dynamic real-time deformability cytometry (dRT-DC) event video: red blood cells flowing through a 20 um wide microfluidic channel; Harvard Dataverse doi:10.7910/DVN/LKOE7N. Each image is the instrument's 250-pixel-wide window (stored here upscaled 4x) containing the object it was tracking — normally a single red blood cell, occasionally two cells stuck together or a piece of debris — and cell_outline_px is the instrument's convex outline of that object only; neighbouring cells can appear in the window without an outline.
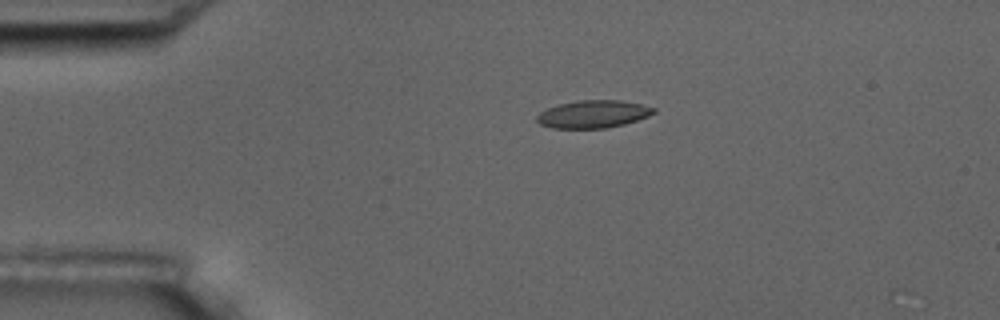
{"species": "common noctule bat (a hibernating species)", "species_latin": "Nyctalus noctula", "temperature_condition": "room temperature", "stored_images_in_passage": 2, "camera_frame_rate_fps": 3000, "um_per_image_px": 0.085, "animal": {"sex": "male", "body_mass_g": 17.5, "forearm_length_mm": 52.3}, "frame": {"image": 1, "passage_image": 1, "time_ms": 0.0, "image_size_px": [1000, 320], "cell_outline_px": [[656, 112], [648, 116], [624, 124], [608, 128], [552, 128], [540, 124], [536, 120], [536, 116], [540, 112], [548, 108], [560, 104], [580, 100], [620, 100], [640, 104], [656, 108]], "centroid_in_image_um": [50.42, 9.7], "position_along_channel_um": 34.6, "area_um2": 18.73}}